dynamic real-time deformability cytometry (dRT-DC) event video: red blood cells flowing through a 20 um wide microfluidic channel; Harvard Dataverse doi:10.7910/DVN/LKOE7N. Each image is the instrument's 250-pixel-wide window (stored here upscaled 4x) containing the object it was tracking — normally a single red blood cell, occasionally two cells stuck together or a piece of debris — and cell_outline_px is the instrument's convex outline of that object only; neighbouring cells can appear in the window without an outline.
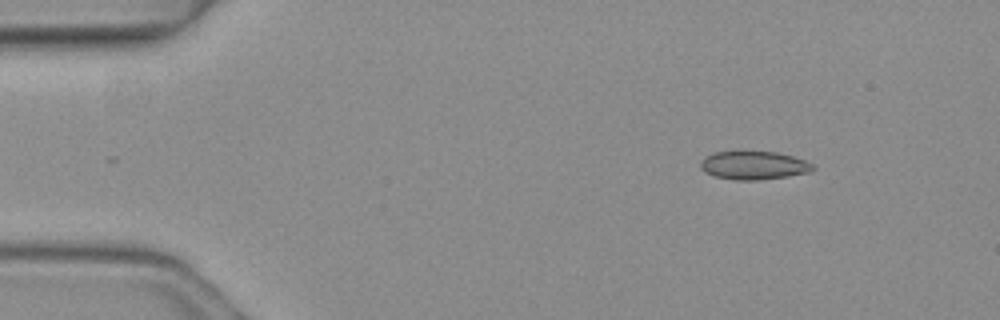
{"species": "common noctule bat (a hibernating species)", "species_latin": "Nyctalus noctula", "temperature_condition": "warm", "stored_images_in_passage": 3, "camera_frame_rate_fps": 3000, "um_per_image_px": 0.085, "animal": {"sex": "female", "body_mass_g": 19.3, "forearm_length_mm": 54.1}, "frame": {"image": 1, "passage_image": 1, "time_ms": 0.0, "image_size_px": [1000, 320], "cell_outline_px": [[816, 168], [808, 172], [788, 176], [756, 180], [736, 180], [712, 176], [704, 172], [700, 168], [700, 160], [712, 152], [776, 152], [792, 156], [804, 160], [812, 164]], "centroid_in_image_um": [64.02, 14.06], "position_along_channel_um": 21.0, "area_um2": 18.5}}